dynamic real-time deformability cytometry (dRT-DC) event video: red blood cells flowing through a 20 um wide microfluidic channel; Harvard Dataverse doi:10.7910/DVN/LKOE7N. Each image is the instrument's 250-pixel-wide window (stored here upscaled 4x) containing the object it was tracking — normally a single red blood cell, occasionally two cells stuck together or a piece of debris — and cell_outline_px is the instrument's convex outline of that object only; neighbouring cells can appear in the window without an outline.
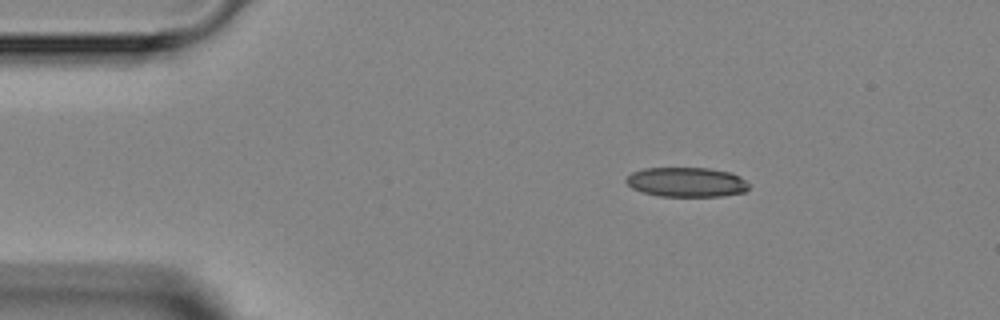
{"species": "Egyptian fruit bat (a non-hibernating species)", "species_latin": "Rousettus aegyptiacus", "temperature_condition": "room temperature", "stored_images_in_passage": 3, "camera_frame_rate_fps": 3000, "um_per_image_px": 0.085, "animal": {"sex": "female"}, "frame": {"image": 1, "passage_image": 1, "time_ms": 0.0, "image_size_px": [1000, 320], "cell_outline_px": [[748, 188], [744, 192], [720, 196], [660, 196], [644, 192], [632, 188], [624, 180], [632, 172], [644, 168], [708, 168], [732, 172], [740, 176], [748, 184]], "centroid_in_image_um": [58.35, 15.47], "position_along_channel_um": 26.6, "area_um2": 21.1}}
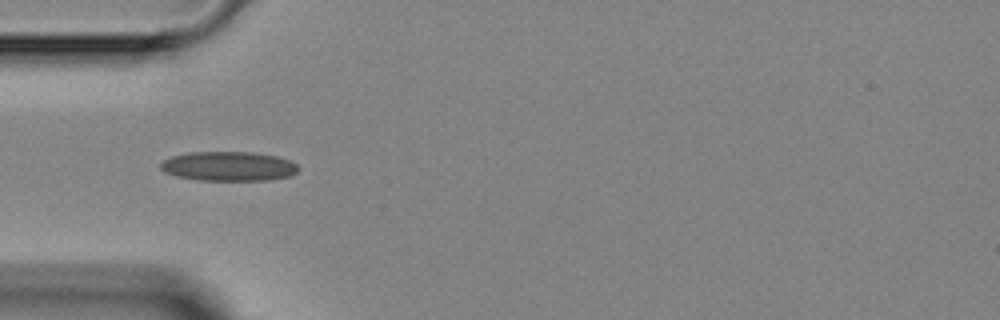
{"frame": {"image": 2, "passage_image": 3, "time_ms": 2.333, "image_size_px": [1000, 320], "cell_outline_px": [[300, 168], [292, 176], [272, 180], [200, 180], [176, 176], [164, 172], [160, 168], [160, 164], [164, 160], [172, 156], [192, 152], [252, 152], [276, 156], [292, 160]], "centroid_in_image_um": [19.48, 14.13], "position_along_channel_um": 65.5, "area_um2": 23.76}}